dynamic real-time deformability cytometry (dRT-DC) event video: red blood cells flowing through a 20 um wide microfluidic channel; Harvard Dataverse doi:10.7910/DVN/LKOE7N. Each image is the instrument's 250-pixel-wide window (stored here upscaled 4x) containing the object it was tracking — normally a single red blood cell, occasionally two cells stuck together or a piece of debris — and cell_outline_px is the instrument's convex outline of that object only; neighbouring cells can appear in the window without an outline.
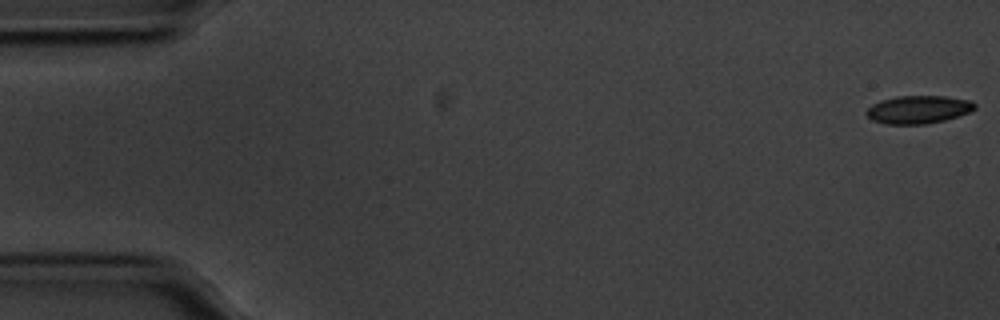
{"species": "common noctule bat (a hibernating species)", "species_latin": "Nyctalus noctula", "temperature_condition": "cold", "stored_images_in_passage": 56, "camera_frame_rate_fps": 3000, "um_per_image_px": 0.085, "animal": {"sex": "male", "body_mass_g": 20.1, "forearm_length_mm": 53.5}, "frame": {"image": 1, "passage_image": 1, "time_ms": 0.0, "image_size_px": [1000, 320], "cell_outline_px": [[976, 108], [972, 112], [944, 120], [924, 124], [884, 124], [872, 120], [864, 112], [872, 104], [880, 100], [896, 96], [944, 96], [972, 100], [976, 104]], "centroid_in_image_um": [78.07, 9.3], "position_along_channel_um": 6.9, "area_um2": 17.86}}
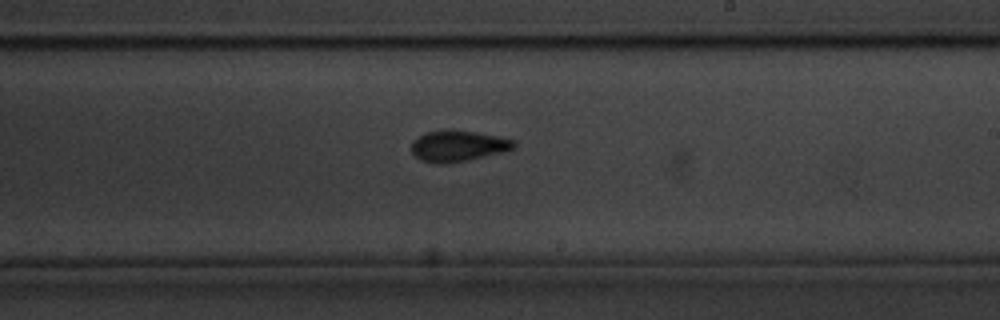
{"frame": {"image": 2, "passage_image": 33, "time_ms": 10.667, "image_size_px": [1000, 320], "cell_outline_px": [[516, 148], [484, 156], [448, 164], [440, 164], [420, 160], [412, 152], [412, 144], [420, 136], [428, 132], [448, 128], [476, 132], [516, 140]], "centroid_in_image_um": [38.95, 12.39], "position_along_channel_um": 250.1, "area_um2": 18.44}}
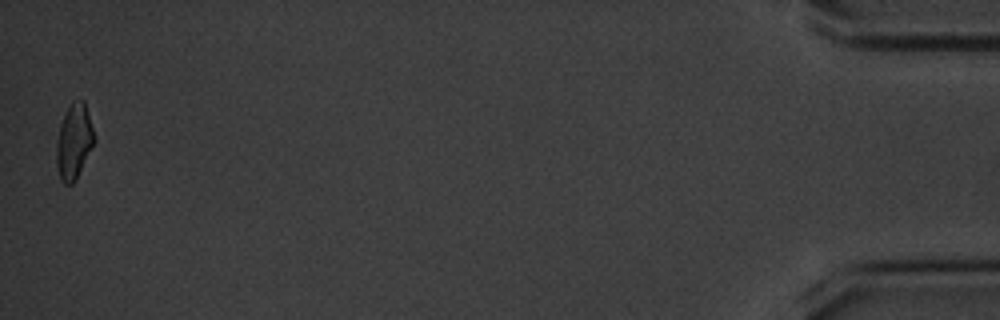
{"frame": {"image": 3, "passage_image": 56, "time_ms": 18.333, "image_size_px": [1000, 320], "cell_outline_px": [[96, 140], [76, 180], [72, 184], [64, 184], [60, 180], [56, 164], [56, 140], [60, 124], [68, 108], [72, 104], [80, 100], [84, 100]], "centroid_in_image_um": [6.28, 12.09], "position_along_channel_um": 428.9, "area_um2": 16.47}, "authors_computed_cell_mechanics": {"area_um2": 17.918, "velocity_mm_per_s": 3.5468, "shape_relaxation_time_tau1_ms": 3.7834, "shape_relaxation_time_tau2_ms": 4.3985, "deformation_change_tau1": 0.0854, "deformation_change_tau2": 0.0899}}